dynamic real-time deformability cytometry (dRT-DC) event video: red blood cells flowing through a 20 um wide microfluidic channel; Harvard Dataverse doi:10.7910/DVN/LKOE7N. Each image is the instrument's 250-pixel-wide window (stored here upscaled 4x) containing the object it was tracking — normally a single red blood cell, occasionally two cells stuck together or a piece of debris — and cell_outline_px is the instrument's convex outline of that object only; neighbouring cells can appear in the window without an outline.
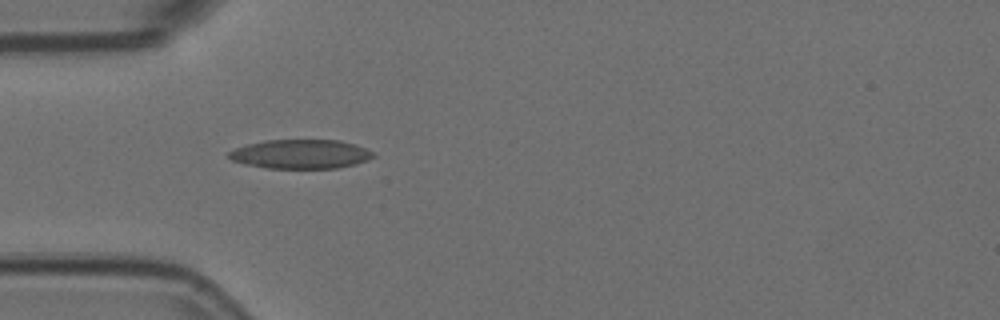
{"species": "Egyptian fruit bat (a non-hibernating species)", "species_latin": "Rousettus aegyptiacus", "temperature_condition": "room temperature", "stored_images_in_passage": 2, "camera_frame_rate_fps": 3000, "um_per_image_px": 0.085, "animal": {"sex": "female"}, "frame": {"image": 1, "passage_image": 2, "time_ms": 0.333, "image_size_px": [1000, 320], "cell_outline_px": [[376, 156], [368, 160], [356, 164], [336, 168], [268, 168], [244, 164], [232, 160], [228, 156], [228, 152], [236, 148], [248, 144], [264, 140], [340, 140], [376, 152]], "centroid_in_image_um": [25.58, 13.1], "position_along_channel_um": 59.4, "area_um2": 24.51}}